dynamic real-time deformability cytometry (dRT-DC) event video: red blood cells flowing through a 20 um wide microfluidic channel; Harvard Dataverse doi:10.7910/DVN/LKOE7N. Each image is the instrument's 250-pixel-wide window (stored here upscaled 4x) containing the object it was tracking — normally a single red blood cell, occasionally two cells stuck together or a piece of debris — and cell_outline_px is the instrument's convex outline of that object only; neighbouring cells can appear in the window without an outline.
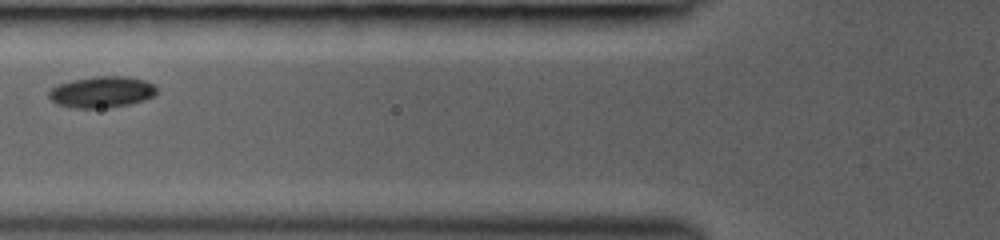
{"species": "common noctule bat (a hibernating species)", "species_latin": "Nyctalus noctula", "temperature_condition": "room temperature", "stored_images_in_passage": 7, "camera_frame_rate_fps": 3000, "um_per_image_px": 0.085, "animal": {"sex": "female", "body_mass_g": 19.0, "forearm_length_mm": 53.3}, "frame": {"image": 1, "passage_image": 4, "time_ms": 2.333, "image_size_px": [1000, 240], "cell_outline_px": [[156, 96], [132, 104], [108, 108], [72, 108], [56, 104], [48, 96], [48, 92], [52, 88], [60, 84], [72, 80], [96, 76], [128, 76], [144, 80], [152, 84], [156, 88]], "centroid_in_image_um": [8.67, 7.83], "position_along_channel_um": 117.1, "area_um2": 19.83}}